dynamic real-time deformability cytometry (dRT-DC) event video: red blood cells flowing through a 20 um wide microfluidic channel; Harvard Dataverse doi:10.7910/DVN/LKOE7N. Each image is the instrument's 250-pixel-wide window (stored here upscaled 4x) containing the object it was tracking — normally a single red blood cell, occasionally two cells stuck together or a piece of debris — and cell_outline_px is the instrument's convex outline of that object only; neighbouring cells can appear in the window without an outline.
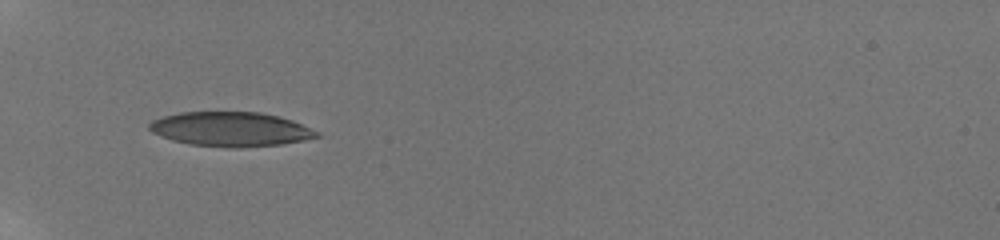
{"species": "human", "species_latin": "Homo sapiens", "temperature_condition": "room temperature", "stored_images_in_passage": 10, "camera_frame_rate_fps": 3000, "um_per_image_px": 0.085, "donor": {"sex": "male"}, "frame": {"image": 1, "passage_image": 2, "time_ms": 0.667, "image_size_px": [1000, 240], "cell_outline_px": [[320, 136], [304, 140], [280, 144], [240, 148], [228, 148], [192, 144], [172, 140], [160, 136], [152, 132], [148, 128], [148, 124], [152, 120], [164, 116], [180, 112], [260, 112], [280, 116], [292, 120], [320, 132]], "centroid_in_image_um": [19.61, 10.98], "position_along_channel_um": 65.4, "area_um2": 33.7}}
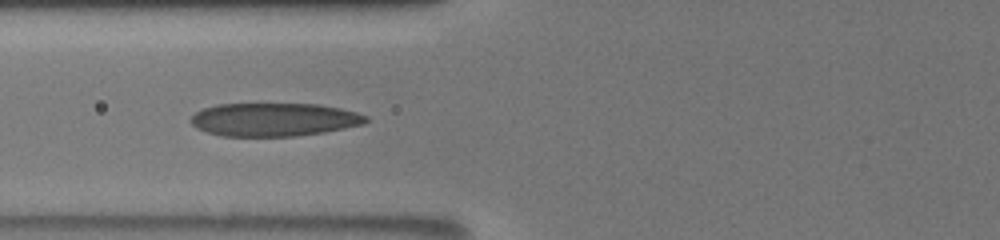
{"frame": {"image": 2, "passage_image": 5, "time_ms": 2.0, "image_size_px": [1000, 240], "cell_outline_px": [[368, 120], [364, 124], [324, 132], [296, 136], [220, 136], [196, 128], [188, 120], [196, 112], [204, 108], [216, 104], [320, 104], [340, 108], [356, 112], [368, 116]], "centroid_in_image_um": [23.28, 10.16], "position_along_channel_um": 102.5, "area_um2": 34.04}}
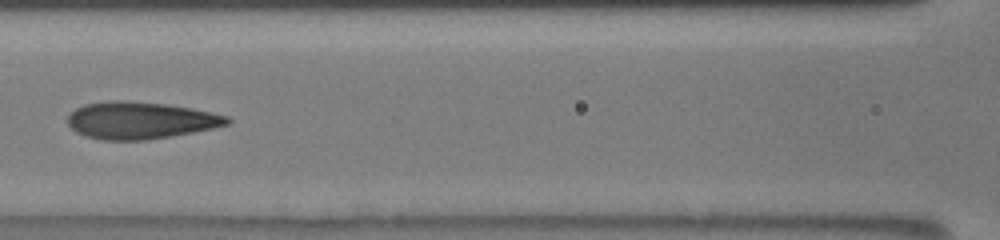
{"frame": {"image": 3, "passage_image": 7, "time_ms": 3.333, "image_size_px": [1000, 240], "cell_outline_px": [[232, 120], [228, 124], [212, 128], [192, 132], [144, 140], [100, 140], [76, 132], [68, 124], [68, 116], [76, 108], [84, 104], [112, 100], [128, 100], [164, 104], [192, 108], [228, 116]], "centroid_in_image_um": [11.91, 10.22], "position_along_channel_um": 154.7, "area_um2": 34.22}}